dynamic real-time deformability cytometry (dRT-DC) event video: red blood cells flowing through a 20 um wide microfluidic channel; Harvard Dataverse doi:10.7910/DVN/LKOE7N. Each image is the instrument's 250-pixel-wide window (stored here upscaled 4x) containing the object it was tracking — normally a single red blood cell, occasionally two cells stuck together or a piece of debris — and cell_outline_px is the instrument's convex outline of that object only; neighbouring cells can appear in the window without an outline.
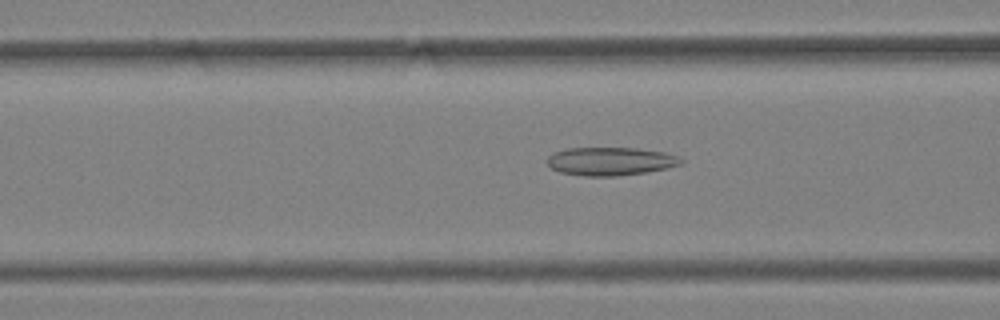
{"species": "Egyptian fruit bat (a non-hibernating species)", "species_latin": "Rousettus aegyptiacus", "temperature_condition": "warm", "stored_images_in_passage": 45, "camera_frame_rate_fps": 3000, "um_per_image_px": 0.085, "animal": {"sex": "female"}, "frame": {"image": 1, "passage_image": 15, "time_ms": 4.667, "image_size_px": [1000, 320], "cell_outline_px": [[684, 164], [668, 168], [648, 172], [616, 176], [584, 176], [560, 172], [552, 168], [544, 160], [552, 152], [568, 148], [636, 148], [664, 152], [676, 156], [684, 160]], "centroid_in_image_um": [51.88, 13.71], "position_along_channel_um": 114.7, "area_um2": 22.25}}
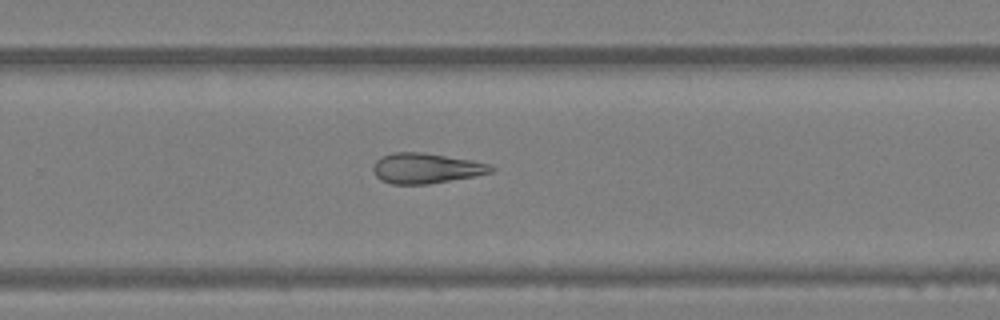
{"frame": {"image": 2, "passage_image": 28, "time_ms": 9.0, "image_size_px": [1000, 320], "cell_outline_px": [[496, 168], [492, 172], [472, 176], [428, 184], [392, 184], [380, 180], [376, 176], [372, 168], [376, 160], [380, 156], [392, 152], [420, 152], [472, 160], [488, 164]], "centroid_in_image_um": [36.16, 14.29], "position_along_channel_um": 293.6, "area_um2": 20.69}}
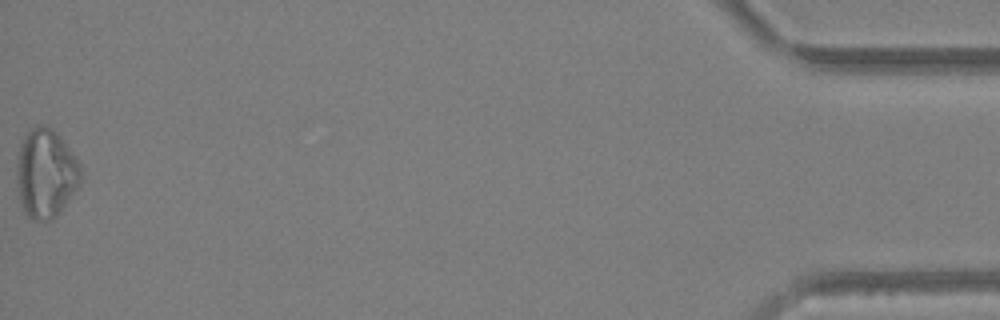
{"frame": {"image": 3, "passage_image": 45, "time_ms": 14.667, "image_size_px": [1000, 320], "cell_outline_px": [[84, 176], [80, 184], [60, 212], [52, 220], [32, 220], [24, 212], [20, 204], [16, 180], [16, 160], [20, 144], [24, 136], [36, 124], [44, 124], [52, 128], [60, 136], [76, 156], [80, 164]], "centroid_in_image_um": [3.9, 14.73], "position_along_channel_um": 431.3, "area_um2": 33.93}, "authors_computed_cell_mechanics": {"area_um2": 23.987, "velocity_mm_per_s": 4.1333, "shape_relaxation_time_tau1_ms": null, "shape_relaxation_time_tau2_ms": 6.2246, "deformation_change_tau1": null, "deformation_change_tau2": 0.1748}}